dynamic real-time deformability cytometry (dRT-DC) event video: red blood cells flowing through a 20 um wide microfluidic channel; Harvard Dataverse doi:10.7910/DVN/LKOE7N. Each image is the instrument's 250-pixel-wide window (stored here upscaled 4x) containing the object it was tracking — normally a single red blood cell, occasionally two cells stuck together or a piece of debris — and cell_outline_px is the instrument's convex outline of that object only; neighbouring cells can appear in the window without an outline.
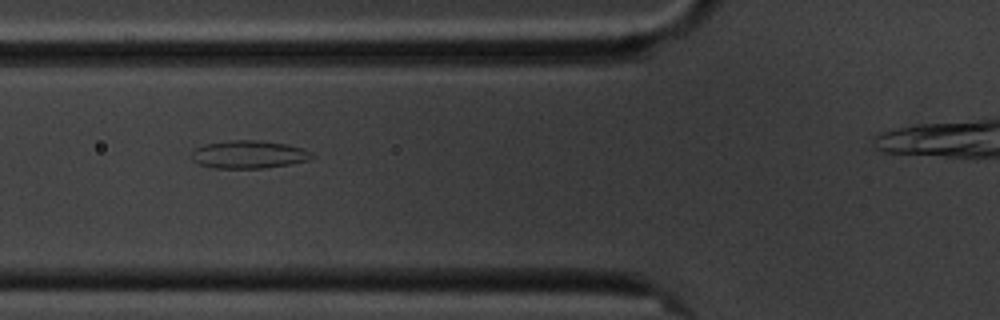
{"species": "common noctule bat (a hibernating species)", "species_latin": "Nyctalus noctula", "temperature_condition": "cold", "stored_images_in_passage": 5, "camera_frame_rate_fps": 3000, "um_per_image_px": 0.085, "animal": {"sex": "male", "body_mass_g": 20.1, "forearm_length_mm": 53.5}, "frame": {"image": 1, "passage_image": 4, "time_ms": 3.667, "image_size_px": [1000, 320], "cell_outline_px": [[316, 156], [308, 160], [292, 164], [264, 168], [212, 168], [200, 164], [192, 160], [192, 152], [196, 148], [204, 144], [228, 140], [256, 140], [284, 144], [304, 148], [312, 152]], "centroid_in_image_um": [21.17, 13.13], "position_along_channel_um": 104.6, "area_um2": 19.65}}